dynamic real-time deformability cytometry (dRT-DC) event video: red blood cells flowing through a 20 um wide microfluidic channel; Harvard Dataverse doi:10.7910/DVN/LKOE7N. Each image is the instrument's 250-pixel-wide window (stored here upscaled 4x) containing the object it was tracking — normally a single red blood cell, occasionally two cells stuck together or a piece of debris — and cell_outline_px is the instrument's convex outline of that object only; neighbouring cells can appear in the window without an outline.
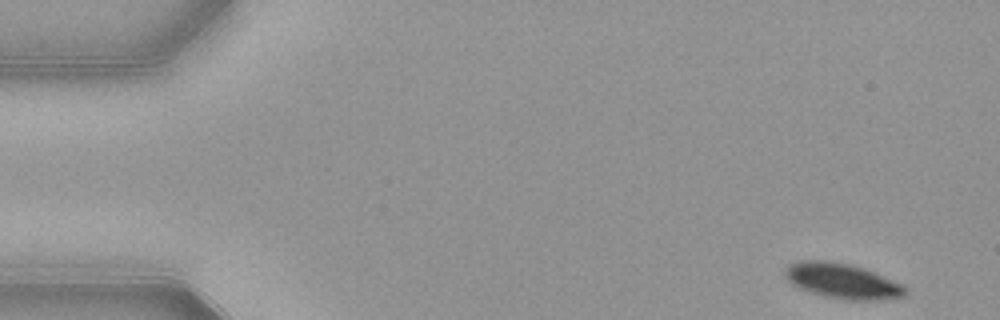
{"species": "common noctule bat (a hibernating species)", "species_latin": "Nyctalus noctula", "temperature_condition": "warm", "stored_images_in_passage": 51, "camera_frame_rate_fps": 3000, "um_per_image_px": 0.085, "animal": {"sex": "female", "body_mass_g": 21.9}, "frame": {"image": 1, "passage_image": 1, "time_ms": 0.0, "image_size_px": [1000, 320], "cell_outline_px": [[908, 292], [904, 296], [884, 300], [844, 300], [824, 296], [800, 288], [792, 284], [784, 276], [784, 272], [788, 264], [804, 260], [824, 260], [848, 264], [864, 268], [900, 284], [908, 288]], "centroid_in_image_um": [71.59, 23.89], "position_along_channel_um": 13.4, "area_um2": 24.57}}
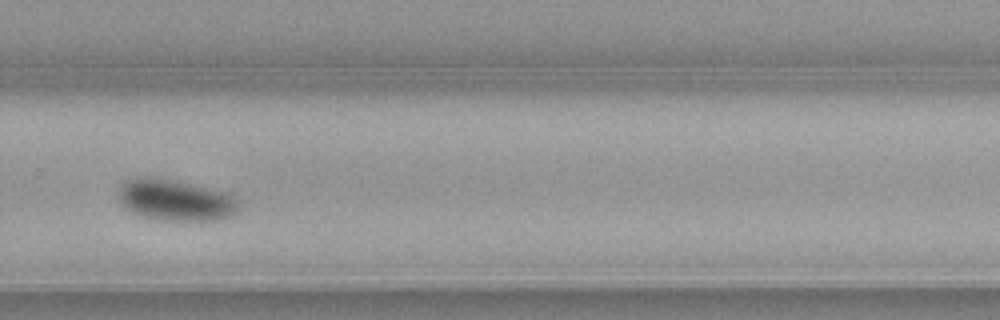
{"frame": {"image": 2, "passage_image": 34, "time_ms": 11.0, "image_size_px": [1000, 320], "cell_outline_px": [[240, 212], [232, 216], [220, 220], [160, 220], [140, 216], [132, 212], [120, 200], [120, 184], [124, 180], [136, 176], [148, 176], [176, 180], [224, 192], [240, 200]], "centroid_in_image_um": [14.95, 17.0], "position_along_channel_um": 314.8, "area_um2": 29.25}}
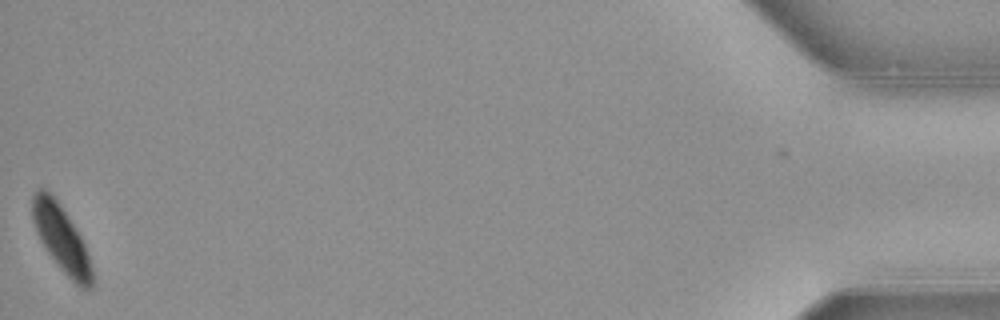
{"frame": {"image": 3, "passage_image": 51, "time_ms": 16.667, "image_size_px": [1000, 320], "cell_outline_px": [[92, 288], [84, 288], [76, 284], [64, 272], [48, 252], [32, 220], [32, 196], [36, 188], [44, 188], [60, 204], [80, 236], [84, 244], [92, 268]], "centroid_in_image_um": [5.2, 20.24], "position_along_channel_um": 430.0, "area_um2": 22.25}, "authors_computed_cell_mechanics": {"area_um2": 27.6862, "velocity_mm_per_s": 3.847, "shape_relaxation_time_tau1_ms": 2.0365, "shape_relaxation_time_tau2_ms": null, "deformation_change_tau1": 0.1016, "deformation_change_tau2": null}}